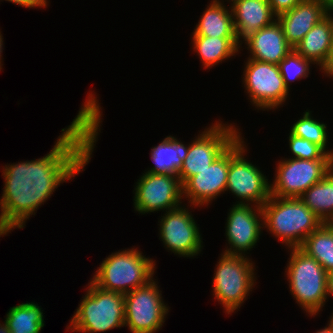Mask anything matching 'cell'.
Masks as SVG:
<instances>
[{
	"label": "cell",
	"mask_w": 333,
	"mask_h": 333,
	"mask_svg": "<svg viewBox=\"0 0 333 333\" xmlns=\"http://www.w3.org/2000/svg\"><path fill=\"white\" fill-rule=\"evenodd\" d=\"M96 96L89 93L71 124L62 129L50 152L42 158L7 164L0 199V237L14 228L23 229L58 185L84 170L92 157L102 113ZM95 143V144H94Z\"/></svg>",
	"instance_id": "1"
},
{
	"label": "cell",
	"mask_w": 333,
	"mask_h": 333,
	"mask_svg": "<svg viewBox=\"0 0 333 333\" xmlns=\"http://www.w3.org/2000/svg\"><path fill=\"white\" fill-rule=\"evenodd\" d=\"M261 209L263 228L288 248L300 247L323 223L298 197L270 196Z\"/></svg>",
	"instance_id": "2"
},
{
	"label": "cell",
	"mask_w": 333,
	"mask_h": 333,
	"mask_svg": "<svg viewBox=\"0 0 333 333\" xmlns=\"http://www.w3.org/2000/svg\"><path fill=\"white\" fill-rule=\"evenodd\" d=\"M155 267L138 249H127L105 258L91 281L103 290L126 294L149 283Z\"/></svg>",
	"instance_id": "3"
},
{
	"label": "cell",
	"mask_w": 333,
	"mask_h": 333,
	"mask_svg": "<svg viewBox=\"0 0 333 333\" xmlns=\"http://www.w3.org/2000/svg\"><path fill=\"white\" fill-rule=\"evenodd\" d=\"M124 294L88 283L86 295L70 321L73 332L97 333L125 326Z\"/></svg>",
	"instance_id": "4"
},
{
	"label": "cell",
	"mask_w": 333,
	"mask_h": 333,
	"mask_svg": "<svg viewBox=\"0 0 333 333\" xmlns=\"http://www.w3.org/2000/svg\"><path fill=\"white\" fill-rule=\"evenodd\" d=\"M286 273L290 292L310 316L321 311L327 300V271L300 247L289 249Z\"/></svg>",
	"instance_id": "5"
},
{
	"label": "cell",
	"mask_w": 333,
	"mask_h": 333,
	"mask_svg": "<svg viewBox=\"0 0 333 333\" xmlns=\"http://www.w3.org/2000/svg\"><path fill=\"white\" fill-rule=\"evenodd\" d=\"M213 277V295L227 314L234 313L255 286L254 264L247 256L221 254Z\"/></svg>",
	"instance_id": "6"
},
{
	"label": "cell",
	"mask_w": 333,
	"mask_h": 333,
	"mask_svg": "<svg viewBox=\"0 0 333 333\" xmlns=\"http://www.w3.org/2000/svg\"><path fill=\"white\" fill-rule=\"evenodd\" d=\"M244 143L240 135L229 146L226 191H231L240 199L236 204L250 205L254 203L255 206L262 207L271 196L270 184L260 169L244 158L245 151H247Z\"/></svg>",
	"instance_id": "7"
},
{
	"label": "cell",
	"mask_w": 333,
	"mask_h": 333,
	"mask_svg": "<svg viewBox=\"0 0 333 333\" xmlns=\"http://www.w3.org/2000/svg\"><path fill=\"white\" fill-rule=\"evenodd\" d=\"M240 135L241 132L232 124L218 121L202 131L189 144L187 156L178 173L181 184L209 167Z\"/></svg>",
	"instance_id": "8"
},
{
	"label": "cell",
	"mask_w": 333,
	"mask_h": 333,
	"mask_svg": "<svg viewBox=\"0 0 333 333\" xmlns=\"http://www.w3.org/2000/svg\"><path fill=\"white\" fill-rule=\"evenodd\" d=\"M157 282L124 294L125 326L132 333H155L162 328L169 308L164 304Z\"/></svg>",
	"instance_id": "9"
},
{
	"label": "cell",
	"mask_w": 333,
	"mask_h": 333,
	"mask_svg": "<svg viewBox=\"0 0 333 333\" xmlns=\"http://www.w3.org/2000/svg\"><path fill=\"white\" fill-rule=\"evenodd\" d=\"M332 168L333 160L285 158L277 164L275 180L270 184L271 196L299 198Z\"/></svg>",
	"instance_id": "10"
},
{
	"label": "cell",
	"mask_w": 333,
	"mask_h": 333,
	"mask_svg": "<svg viewBox=\"0 0 333 333\" xmlns=\"http://www.w3.org/2000/svg\"><path fill=\"white\" fill-rule=\"evenodd\" d=\"M243 83L250 102L258 109H274L288 97L278 65L249 59L244 67Z\"/></svg>",
	"instance_id": "11"
},
{
	"label": "cell",
	"mask_w": 333,
	"mask_h": 333,
	"mask_svg": "<svg viewBox=\"0 0 333 333\" xmlns=\"http://www.w3.org/2000/svg\"><path fill=\"white\" fill-rule=\"evenodd\" d=\"M135 186L134 209L139 214L167 212L181 206L183 186L178 176L145 172Z\"/></svg>",
	"instance_id": "12"
},
{
	"label": "cell",
	"mask_w": 333,
	"mask_h": 333,
	"mask_svg": "<svg viewBox=\"0 0 333 333\" xmlns=\"http://www.w3.org/2000/svg\"><path fill=\"white\" fill-rule=\"evenodd\" d=\"M160 220V237L168 250L183 257L198 256L202 237L188 208L180 206L167 211Z\"/></svg>",
	"instance_id": "13"
},
{
	"label": "cell",
	"mask_w": 333,
	"mask_h": 333,
	"mask_svg": "<svg viewBox=\"0 0 333 333\" xmlns=\"http://www.w3.org/2000/svg\"><path fill=\"white\" fill-rule=\"evenodd\" d=\"M235 204L230 208L226 222V238L230 247L224 254L245 256V252L255 247L263 227V214L260 206ZM261 222V223H260ZM262 225V226H261Z\"/></svg>",
	"instance_id": "14"
},
{
	"label": "cell",
	"mask_w": 333,
	"mask_h": 333,
	"mask_svg": "<svg viewBox=\"0 0 333 333\" xmlns=\"http://www.w3.org/2000/svg\"><path fill=\"white\" fill-rule=\"evenodd\" d=\"M229 147L209 167L190 177L183 186V195L193 206L208 205L227 188Z\"/></svg>",
	"instance_id": "15"
},
{
	"label": "cell",
	"mask_w": 333,
	"mask_h": 333,
	"mask_svg": "<svg viewBox=\"0 0 333 333\" xmlns=\"http://www.w3.org/2000/svg\"><path fill=\"white\" fill-rule=\"evenodd\" d=\"M328 14L320 0H302L276 19L282 26L285 39L294 48Z\"/></svg>",
	"instance_id": "16"
},
{
	"label": "cell",
	"mask_w": 333,
	"mask_h": 333,
	"mask_svg": "<svg viewBox=\"0 0 333 333\" xmlns=\"http://www.w3.org/2000/svg\"><path fill=\"white\" fill-rule=\"evenodd\" d=\"M250 51L249 59L278 65L292 49L281 24L275 20L243 40Z\"/></svg>",
	"instance_id": "17"
},
{
	"label": "cell",
	"mask_w": 333,
	"mask_h": 333,
	"mask_svg": "<svg viewBox=\"0 0 333 333\" xmlns=\"http://www.w3.org/2000/svg\"><path fill=\"white\" fill-rule=\"evenodd\" d=\"M228 1V0H227ZM237 39L244 40L259 29L272 24L277 16L268 0H229ZM275 17V18H274Z\"/></svg>",
	"instance_id": "18"
},
{
	"label": "cell",
	"mask_w": 333,
	"mask_h": 333,
	"mask_svg": "<svg viewBox=\"0 0 333 333\" xmlns=\"http://www.w3.org/2000/svg\"><path fill=\"white\" fill-rule=\"evenodd\" d=\"M333 44V17L329 13L304 36L294 49L313 64L322 65L326 62Z\"/></svg>",
	"instance_id": "19"
},
{
	"label": "cell",
	"mask_w": 333,
	"mask_h": 333,
	"mask_svg": "<svg viewBox=\"0 0 333 333\" xmlns=\"http://www.w3.org/2000/svg\"><path fill=\"white\" fill-rule=\"evenodd\" d=\"M193 36L237 38L232 12L222 1H211L198 21Z\"/></svg>",
	"instance_id": "20"
},
{
	"label": "cell",
	"mask_w": 333,
	"mask_h": 333,
	"mask_svg": "<svg viewBox=\"0 0 333 333\" xmlns=\"http://www.w3.org/2000/svg\"><path fill=\"white\" fill-rule=\"evenodd\" d=\"M188 149L189 145L185 146L175 137L167 136L151 149V159L155 165L146 172L178 176Z\"/></svg>",
	"instance_id": "21"
},
{
	"label": "cell",
	"mask_w": 333,
	"mask_h": 333,
	"mask_svg": "<svg viewBox=\"0 0 333 333\" xmlns=\"http://www.w3.org/2000/svg\"><path fill=\"white\" fill-rule=\"evenodd\" d=\"M193 49L200 57L204 68L222 63L224 59L235 56L242 45L237 38L192 36Z\"/></svg>",
	"instance_id": "22"
},
{
	"label": "cell",
	"mask_w": 333,
	"mask_h": 333,
	"mask_svg": "<svg viewBox=\"0 0 333 333\" xmlns=\"http://www.w3.org/2000/svg\"><path fill=\"white\" fill-rule=\"evenodd\" d=\"M299 198L323 223H329L333 219V168Z\"/></svg>",
	"instance_id": "23"
},
{
	"label": "cell",
	"mask_w": 333,
	"mask_h": 333,
	"mask_svg": "<svg viewBox=\"0 0 333 333\" xmlns=\"http://www.w3.org/2000/svg\"><path fill=\"white\" fill-rule=\"evenodd\" d=\"M34 302L13 306L7 312L5 322L11 333H40L44 327L43 310Z\"/></svg>",
	"instance_id": "24"
},
{
	"label": "cell",
	"mask_w": 333,
	"mask_h": 333,
	"mask_svg": "<svg viewBox=\"0 0 333 333\" xmlns=\"http://www.w3.org/2000/svg\"><path fill=\"white\" fill-rule=\"evenodd\" d=\"M300 248L316 259L327 272L333 271V227L329 223H322Z\"/></svg>",
	"instance_id": "25"
},
{
	"label": "cell",
	"mask_w": 333,
	"mask_h": 333,
	"mask_svg": "<svg viewBox=\"0 0 333 333\" xmlns=\"http://www.w3.org/2000/svg\"><path fill=\"white\" fill-rule=\"evenodd\" d=\"M310 113L309 110L305 111L303 117L291 126L290 133L313 142L326 151L328 148L326 147L328 142L327 126L313 119Z\"/></svg>",
	"instance_id": "26"
},
{
	"label": "cell",
	"mask_w": 333,
	"mask_h": 333,
	"mask_svg": "<svg viewBox=\"0 0 333 333\" xmlns=\"http://www.w3.org/2000/svg\"><path fill=\"white\" fill-rule=\"evenodd\" d=\"M310 60L303 58L295 49L278 64L285 86L289 90V83L308 77L310 74Z\"/></svg>",
	"instance_id": "27"
},
{
	"label": "cell",
	"mask_w": 333,
	"mask_h": 333,
	"mask_svg": "<svg viewBox=\"0 0 333 333\" xmlns=\"http://www.w3.org/2000/svg\"><path fill=\"white\" fill-rule=\"evenodd\" d=\"M289 147L297 159L333 160V150L325 151L319 145L289 133Z\"/></svg>",
	"instance_id": "28"
},
{
	"label": "cell",
	"mask_w": 333,
	"mask_h": 333,
	"mask_svg": "<svg viewBox=\"0 0 333 333\" xmlns=\"http://www.w3.org/2000/svg\"><path fill=\"white\" fill-rule=\"evenodd\" d=\"M302 0H268L273 13L278 16L298 5Z\"/></svg>",
	"instance_id": "29"
},
{
	"label": "cell",
	"mask_w": 333,
	"mask_h": 333,
	"mask_svg": "<svg viewBox=\"0 0 333 333\" xmlns=\"http://www.w3.org/2000/svg\"><path fill=\"white\" fill-rule=\"evenodd\" d=\"M12 2L16 5L23 6L25 8H34V7H47V0H5Z\"/></svg>",
	"instance_id": "30"
},
{
	"label": "cell",
	"mask_w": 333,
	"mask_h": 333,
	"mask_svg": "<svg viewBox=\"0 0 333 333\" xmlns=\"http://www.w3.org/2000/svg\"><path fill=\"white\" fill-rule=\"evenodd\" d=\"M319 69H321L322 72H324V74H326L330 78L331 77L333 78V44H332V47L330 49V52H329V55H328V58H327L326 62Z\"/></svg>",
	"instance_id": "31"
},
{
	"label": "cell",
	"mask_w": 333,
	"mask_h": 333,
	"mask_svg": "<svg viewBox=\"0 0 333 333\" xmlns=\"http://www.w3.org/2000/svg\"><path fill=\"white\" fill-rule=\"evenodd\" d=\"M327 295L333 296V271L327 273Z\"/></svg>",
	"instance_id": "32"
},
{
	"label": "cell",
	"mask_w": 333,
	"mask_h": 333,
	"mask_svg": "<svg viewBox=\"0 0 333 333\" xmlns=\"http://www.w3.org/2000/svg\"><path fill=\"white\" fill-rule=\"evenodd\" d=\"M328 13L333 12V0H320Z\"/></svg>",
	"instance_id": "33"
},
{
	"label": "cell",
	"mask_w": 333,
	"mask_h": 333,
	"mask_svg": "<svg viewBox=\"0 0 333 333\" xmlns=\"http://www.w3.org/2000/svg\"><path fill=\"white\" fill-rule=\"evenodd\" d=\"M316 333H333V321L330 319L328 326L324 329L318 330Z\"/></svg>",
	"instance_id": "34"
},
{
	"label": "cell",
	"mask_w": 333,
	"mask_h": 333,
	"mask_svg": "<svg viewBox=\"0 0 333 333\" xmlns=\"http://www.w3.org/2000/svg\"><path fill=\"white\" fill-rule=\"evenodd\" d=\"M0 333H11L5 321L4 324L0 323Z\"/></svg>",
	"instance_id": "35"
},
{
	"label": "cell",
	"mask_w": 333,
	"mask_h": 333,
	"mask_svg": "<svg viewBox=\"0 0 333 333\" xmlns=\"http://www.w3.org/2000/svg\"><path fill=\"white\" fill-rule=\"evenodd\" d=\"M3 36H2V34H1V32H0V71H1V69H2V64H1V57H2V55H1V53H2V51H3V49H2V47H3V38H2Z\"/></svg>",
	"instance_id": "36"
},
{
	"label": "cell",
	"mask_w": 333,
	"mask_h": 333,
	"mask_svg": "<svg viewBox=\"0 0 333 333\" xmlns=\"http://www.w3.org/2000/svg\"><path fill=\"white\" fill-rule=\"evenodd\" d=\"M329 224L333 227V219L329 222Z\"/></svg>",
	"instance_id": "37"
}]
</instances>
